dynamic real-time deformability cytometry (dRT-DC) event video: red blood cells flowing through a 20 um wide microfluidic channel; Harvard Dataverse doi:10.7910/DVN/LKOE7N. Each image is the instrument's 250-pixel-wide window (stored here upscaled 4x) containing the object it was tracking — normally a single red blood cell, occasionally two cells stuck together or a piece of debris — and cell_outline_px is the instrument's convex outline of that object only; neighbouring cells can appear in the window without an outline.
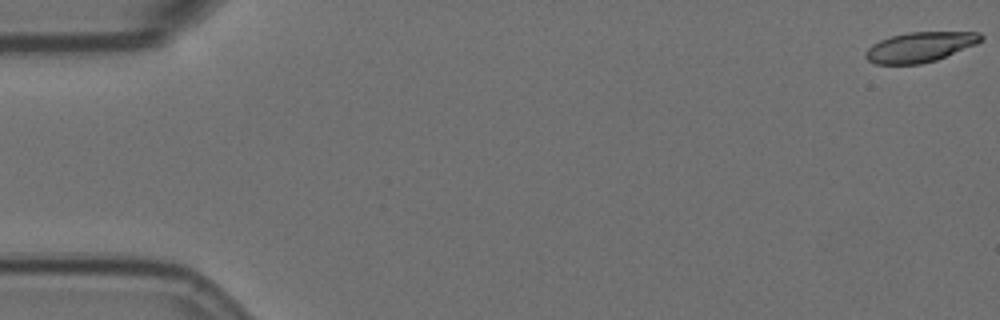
{"species": "Egyptian fruit bat (a non-hibernating species)", "species_latin": "Rousettus aegyptiacus", "temperature_condition": "room temperature", "stored_images_in_passage": 58, "camera_frame_rate_fps": 3000, "um_per_image_px": 0.085, "animal": {"sex": "female"}, "frame": {"image": 1, "passage_image": 1, "time_ms": 0.0, "image_size_px": [1000, 320], "cell_outline_px": [[984, 40], [976, 44], [936, 60], [920, 64], [876, 64], [868, 60], [864, 56], [864, 52], [872, 44], [880, 40], [892, 36], [908, 32], [980, 32], [984, 36]], "centroid_in_image_um": [78.2, 3.99], "position_along_channel_um": 6.8, "area_um2": 20.17}}
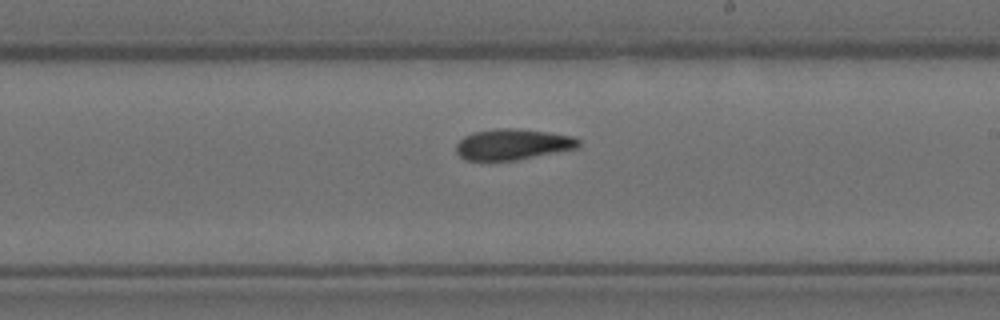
{"frame": {"image": 2, "passage_image": 34, "time_ms": 11.0, "image_size_px": [1000, 320], "cell_outline_px": [[580, 144], [576, 148], [516, 160], [464, 160], [456, 152], [456, 144], [464, 136], [472, 132], [496, 128], [516, 128], [548, 132], [572, 136], [580, 140]], "centroid_in_image_um": [43.54, 12.26], "position_along_channel_um": 245.5, "area_um2": 21.96}}
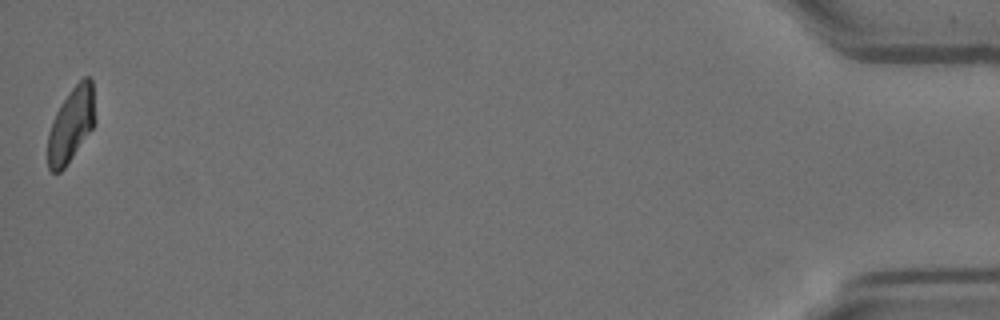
{"frame": {"image": 3, "passage_image": 58, "time_ms": 19.0, "image_size_px": [1000, 320], "cell_outline_px": [[96, 124], [64, 168], [60, 172], [52, 172], [48, 168], [48, 132], [52, 120], [60, 104], [72, 88], [84, 76], [88, 76], [92, 80], [96, 120]], "centroid_in_image_um": [6.06, 10.59], "position_along_channel_um": 429.1, "area_um2": 20.63}, "authors_computed_cell_mechanics": {"area_um2": 21.6461, "velocity_mm_per_s": 3.5057, "shape_relaxation_time_tau1_ms": 6.8309, "shape_relaxation_time_tau2_ms": 2.3313, "deformation_change_tau1": 0.1924, "deformation_change_tau2": 0.0905}}